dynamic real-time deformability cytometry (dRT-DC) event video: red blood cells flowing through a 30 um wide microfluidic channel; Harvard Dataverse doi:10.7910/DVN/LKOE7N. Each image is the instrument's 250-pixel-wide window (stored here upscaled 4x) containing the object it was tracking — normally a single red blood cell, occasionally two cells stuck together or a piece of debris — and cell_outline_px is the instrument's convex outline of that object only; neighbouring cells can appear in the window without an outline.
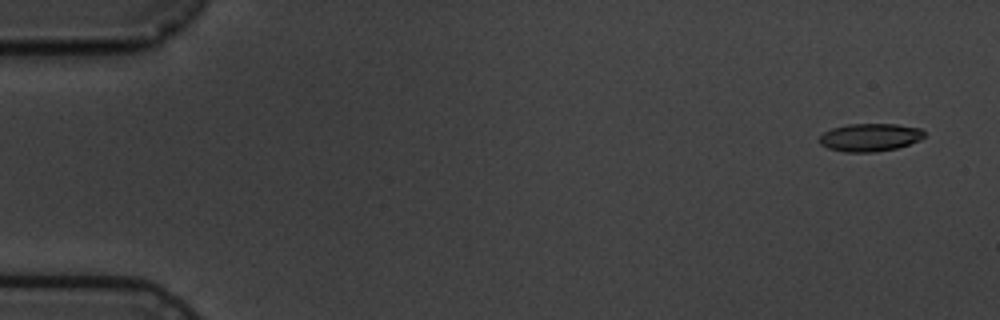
{"species": "common noctule bat (a hibernating species)", "species_latin": "Nyctalus noctula", "temperature_condition": "cold", "stored_images_in_passage": 5, "camera_frame_rate_fps": 3000, "um_per_image_px": 0.085, "animal": {"sex": "male", "body_mass_g": 19.5, "forearm_length_mm": 54.6}, "frame": {"image": 1, "passage_image": 1, "time_ms": 0.0, "image_size_px": [1000, 320], "cell_outline_px": [[924, 136], [920, 140], [896, 148], [876, 152], [844, 152], [828, 148], [820, 144], [820, 136], [824, 132], [832, 128], [848, 124], [896, 124], [920, 128], [924, 132]], "centroid_in_image_um": [73.94, 11.67], "position_along_channel_um": 11.1, "area_um2": 16.99}}
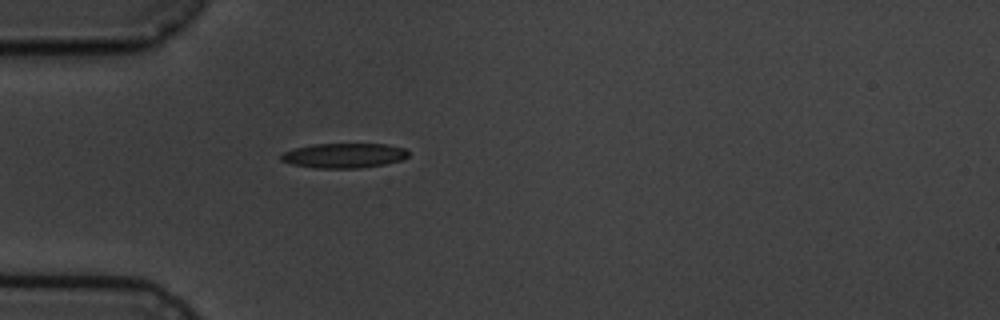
{"frame": {"image": 2, "passage_image": 5, "time_ms": 4.667, "image_size_px": [1000, 320], "cell_outline_px": [[408, 156], [404, 160], [384, 164], [360, 168], [312, 168], [292, 164], [280, 160], [280, 156], [284, 152], [296, 148], [312, 144], [388, 144], [408, 148]], "centroid_in_image_um": [29.29, 13.22], "position_along_channel_um": 55.7, "area_um2": 18.55}}